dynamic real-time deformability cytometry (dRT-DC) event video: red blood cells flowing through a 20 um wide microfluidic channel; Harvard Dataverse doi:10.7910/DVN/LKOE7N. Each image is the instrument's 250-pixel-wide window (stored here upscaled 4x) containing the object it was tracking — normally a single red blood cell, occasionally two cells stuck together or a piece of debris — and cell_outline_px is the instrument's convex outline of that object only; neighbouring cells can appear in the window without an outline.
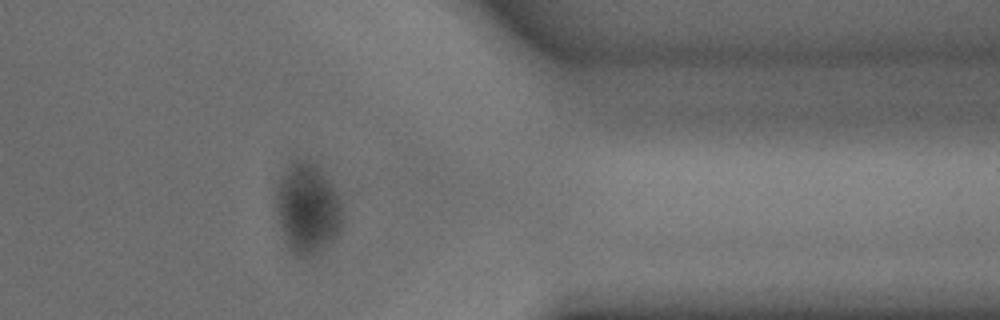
{"species": "common noctule bat (a hibernating species)", "species_latin": "Nyctalus noctula", "temperature_condition": "warm", "stored_images_in_passage": 36, "camera_frame_rate_fps": 3000, "um_per_image_px": 0.085, "animal": {"sex": "male", "body_mass_g": 15.6}, "frame": {"image": 1, "passage_image": 29, "time_ms": 9.333, "image_size_px": [1000, 320], "cell_outline_px": [[344, 224], [336, 240], [320, 256], [296, 256], [288, 248], [284, 240], [276, 208], [276, 184], [280, 176], [288, 164], [296, 156], [308, 156], [316, 160], [336, 188], [340, 200], [344, 216]], "centroid_in_image_um": [26.19, 17.67], "position_along_channel_um": 385.2, "area_um2": 37.34}}